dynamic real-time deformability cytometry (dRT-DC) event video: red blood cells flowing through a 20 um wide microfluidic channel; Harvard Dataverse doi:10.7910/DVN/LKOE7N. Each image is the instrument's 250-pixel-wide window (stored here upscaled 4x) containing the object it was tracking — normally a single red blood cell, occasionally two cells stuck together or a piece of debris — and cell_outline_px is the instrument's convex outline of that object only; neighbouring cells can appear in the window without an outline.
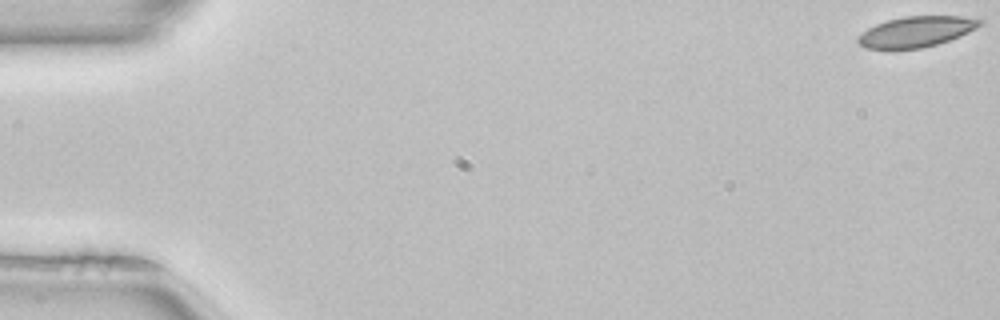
{"species": "common noctule bat (a hibernating species)", "species_latin": "Nyctalus noctula", "temperature_condition": "room temperature", "stored_images_in_passage": 18, "camera_frame_rate_fps": 3000, "um_per_image_px": 0.085, "animal": {"sex": "female", "body_mass_g": 22.7, "forearm_length_mm": 54.2}, "frame": {"image": 1, "passage_image": 1, "time_ms": 0.0, "image_size_px": [1000, 320], "cell_outline_px": [[984, 24], [960, 36], [936, 44], [920, 48], [892, 52], [888, 52], [864, 48], [856, 40], [868, 28], [876, 24], [888, 20], [904, 16], [964, 16], [984, 20]], "centroid_in_image_um": [77.85, 2.73], "position_along_channel_um": 7.2, "area_um2": 22.31}}
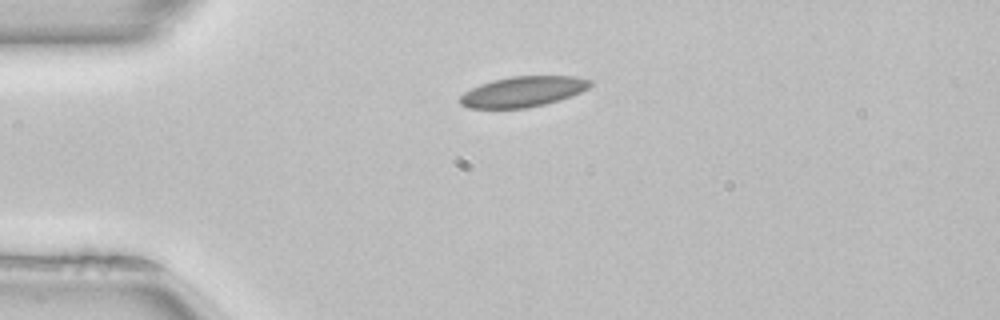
{"frame": {"image": 2, "passage_image": 13, "time_ms": 4.0, "image_size_px": [1000, 320], "cell_outline_px": [[592, 84], [588, 88], [580, 92], [544, 104], [528, 108], [468, 108], [460, 104], [456, 100], [464, 92], [480, 84], [492, 80], [512, 76], [576, 76], [592, 80]], "centroid_in_image_um": [44.4, 7.78], "position_along_channel_um": 40.6, "area_um2": 23.06}}